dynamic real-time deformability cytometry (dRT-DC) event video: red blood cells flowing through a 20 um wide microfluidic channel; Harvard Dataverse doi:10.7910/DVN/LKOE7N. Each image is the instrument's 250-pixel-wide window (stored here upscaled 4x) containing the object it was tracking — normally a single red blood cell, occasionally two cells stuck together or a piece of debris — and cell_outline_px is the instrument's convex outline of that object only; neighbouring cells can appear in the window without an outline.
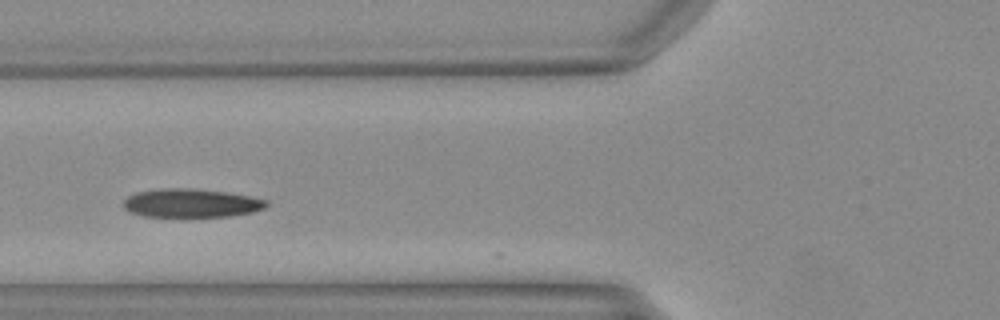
{"species": "Egyptian fruit bat (a non-hibernating species)", "species_latin": "Rousettus aegyptiacus", "temperature_condition": "warm", "stored_images_in_passage": 12, "camera_frame_rate_fps": 3000, "um_per_image_px": 0.085, "animal": {"sex": "female"}, "frame": {"image": 1, "passage_image": 10, "time_ms": 3.0, "image_size_px": [1000, 320], "cell_outline_px": [[268, 204], [264, 208], [252, 212], [232, 216], [144, 216], [128, 212], [124, 208], [124, 200], [128, 196], [136, 192], [156, 188], [192, 188], [228, 192], [268, 200]], "centroid_in_image_um": [16.23, 17.25], "position_along_channel_um": 109.6, "area_um2": 23.87}}